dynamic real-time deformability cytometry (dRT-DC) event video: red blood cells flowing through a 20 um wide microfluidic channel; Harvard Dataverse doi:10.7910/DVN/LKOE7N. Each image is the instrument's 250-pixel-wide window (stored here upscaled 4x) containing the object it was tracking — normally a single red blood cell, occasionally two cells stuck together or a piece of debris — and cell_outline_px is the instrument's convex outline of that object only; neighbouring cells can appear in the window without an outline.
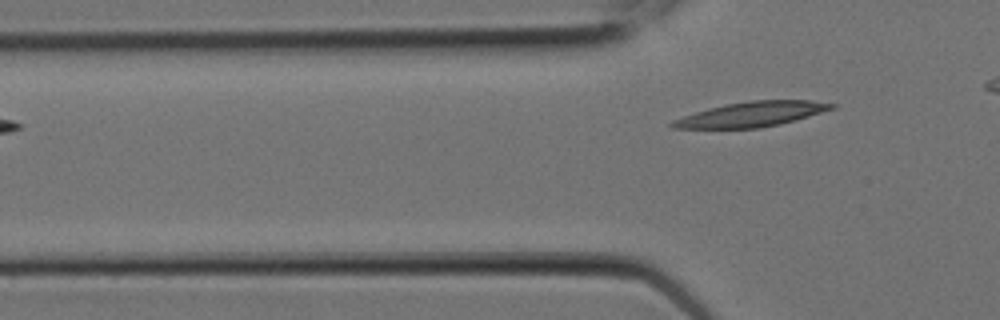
{"species": "Egyptian fruit bat (a non-hibernating species)", "species_latin": "Rousettus aegyptiacus", "temperature_condition": "room temperature", "stored_images_in_passage": 5, "segment_of_instrument_passage": [2, 2], "camera_frame_rate_fps": 3000, "um_per_image_px": 0.085, "animal": {"sex": "female"}, "frame": {"image": 1, "passage_image": 5, "time_ms": 1.333, "image_size_px": [1000, 320], "cell_outline_px": [[836, 108], [796, 120], [780, 124], [760, 128], [672, 128], [668, 124], [672, 120], [708, 108], [724, 104], [748, 100], [812, 100], [836, 104]], "centroid_in_image_um": [63.91, 9.7], "position_along_channel_um": 61.9, "area_um2": 23.24}}